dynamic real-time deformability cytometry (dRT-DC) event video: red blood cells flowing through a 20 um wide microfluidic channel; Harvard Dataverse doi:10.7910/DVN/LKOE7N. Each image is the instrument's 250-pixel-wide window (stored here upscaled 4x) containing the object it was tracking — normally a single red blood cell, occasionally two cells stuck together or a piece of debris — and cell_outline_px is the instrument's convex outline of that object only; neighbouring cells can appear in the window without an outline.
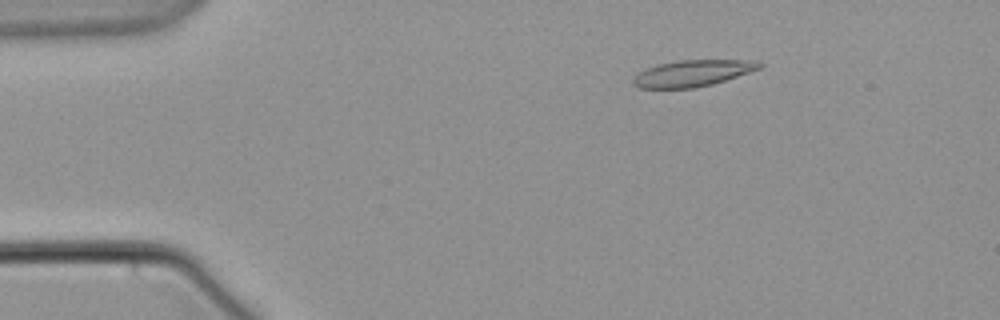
{"species": "common noctule bat (a hibernating species)", "species_latin": "Nyctalus noctula", "temperature_condition": "warm", "stored_images_in_passage": 5, "camera_frame_rate_fps": 3000, "um_per_image_px": 0.085, "animal": {"sex": "male", "body_mass_g": 21.5, "forearm_length_mm": 52.0}, "frame": {"image": 1, "passage_image": 3, "time_ms": 2.333, "image_size_px": [1000, 320], "cell_outline_px": [[764, 64], [760, 68], [712, 84], [696, 88], [640, 88], [632, 84], [632, 80], [644, 68], [660, 64], [680, 60], [756, 60]], "centroid_in_image_um": [58.85, 6.22], "position_along_channel_um": 26.1, "area_um2": 19.25}}